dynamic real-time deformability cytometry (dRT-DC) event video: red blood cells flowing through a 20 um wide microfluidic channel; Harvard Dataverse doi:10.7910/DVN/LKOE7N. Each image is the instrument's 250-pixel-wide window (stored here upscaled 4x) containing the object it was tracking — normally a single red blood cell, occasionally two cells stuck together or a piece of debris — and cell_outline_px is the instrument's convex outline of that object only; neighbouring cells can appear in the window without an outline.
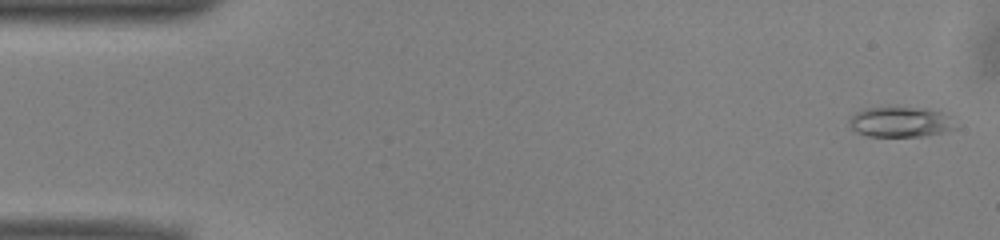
{"species": "common noctule bat (a hibernating species)", "species_latin": "Nyctalus noctula", "temperature_condition": "warm", "stored_images_in_passage": 51, "camera_frame_rate_fps": 3000, "um_per_image_px": 0.085, "animal": {"sex": "male", "body_mass_g": 13.0, "forearm_length_mm": 53.1}, "frame": {"image": 1, "passage_image": 2, "time_ms": 0.333, "image_size_px": [1000, 240], "cell_outline_px": [[956, 128], [944, 132], [924, 136], [868, 136], [856, 132], [852, 128], [848, 120], [856, 112], [864, 108], [924, 108], [940, 112]], "centroid_in_image_um": [76.45, 10.38], "position_along_channel_um": 8.6, "area_um2": 18.15}}
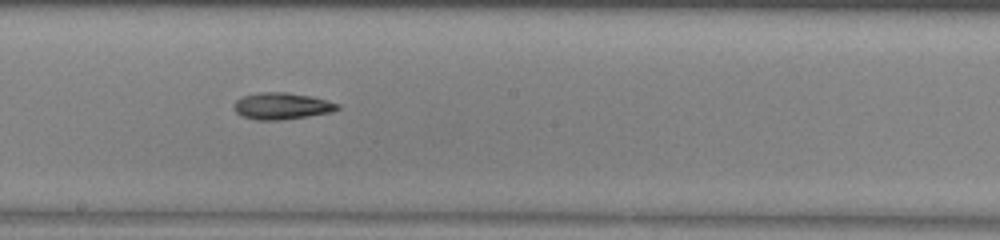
{"frame": {"image": 2, "passage_image": 28, "time_ms": 9.0, "image_size_px": [1000, 240], "cell_outline_px": [[340, 108], [332, 112], [308, 116], [280, 120], [256, 120], [240, 116], [232, 108], [232, 104], [240, 96], [260, 92], [288, 92], [312, 96], [340, 104]], "centroid_in_image_um": [23.91, 9.01], "position_along_channel_um": 224.3, "area_um2": 16.42}}
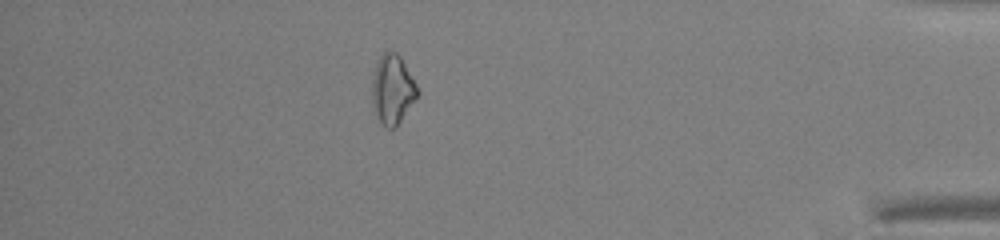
{"frame": {"image": 3, "passage_image": 45, "time_ms": 14.667, "image_size_px": [1000, 240], "cell_outline_px": [[420, 92], [396, 128], [384, 128], [376, 116], [372, 108], [372, 80], [376, 64], [380, 56], [384, 52], [396, 52], [400, 56], [416, 84]], "centroid_in_image_um": [33.34, 7.64], "position_along_channel_um": 401.9, "area_um2": 18.38}}